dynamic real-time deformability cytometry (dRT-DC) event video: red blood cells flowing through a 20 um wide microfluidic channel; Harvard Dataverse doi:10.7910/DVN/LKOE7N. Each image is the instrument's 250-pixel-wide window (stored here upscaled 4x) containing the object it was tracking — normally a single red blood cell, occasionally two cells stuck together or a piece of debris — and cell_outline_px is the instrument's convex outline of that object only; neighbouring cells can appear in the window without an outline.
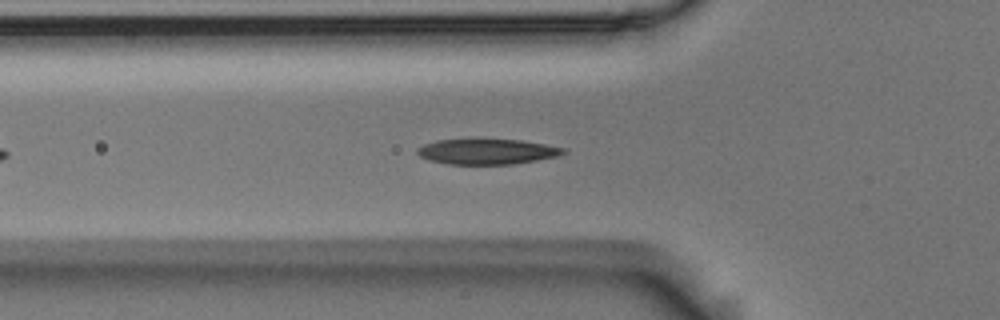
{"species": "Egyptian fruit bat (a non-hibernating species)", "species_latin": "Rousettus aegyptiacus", "temperature_condition": "room temperature", "stored_images_in_passage": 30, "camera_frame_rate_fps": 3000, "um_per_image_px": 0.085, "animal": {"sex": "male"}, "frame": {"image": 1, "passage_image": 9, "time_ms": 2.667, "image_size_px": [1000, 320], "cell_outline_px": [[568, 152], [556, 156], [536, 160], [512, 164], [448, 164], [432, 160], [420, 156], [416, 152], [416, 148], [424, 144], [436, 140], [520, 140], [568, 148]], "centroid_in_image_um": [41.42, 12.89], "position_along_channel_um": 84.4, "area_um2": 21.33}}
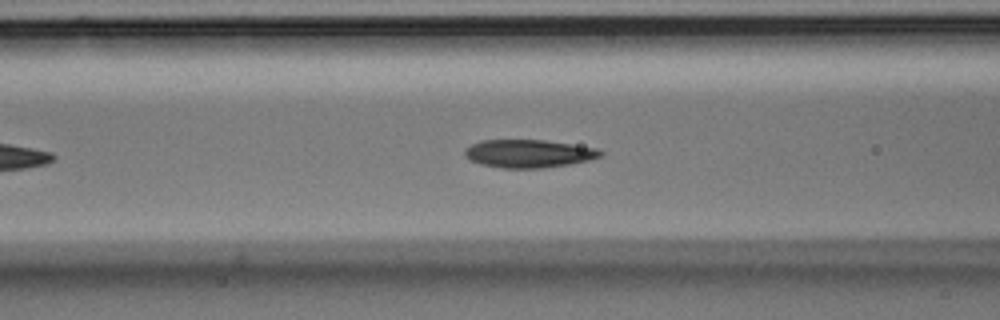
{"frame": {"image": 2, "passage_image": 12, "time_ms": 3.667, "image_size_px": [1000, 320], "cell_outline_px": [[604, 156], [588, 160], [568, 164], [544, 168], [504, 168], [480, 164], [468, 160], [464, 156], [464, 148], [480, 140], [544, 140], [572, 144], [596, 148], [604, 152]], "centroid_in_image_um": [44.91, 13.05], "position_along_channel_um": 121.7, "area_um2": 22.31}}
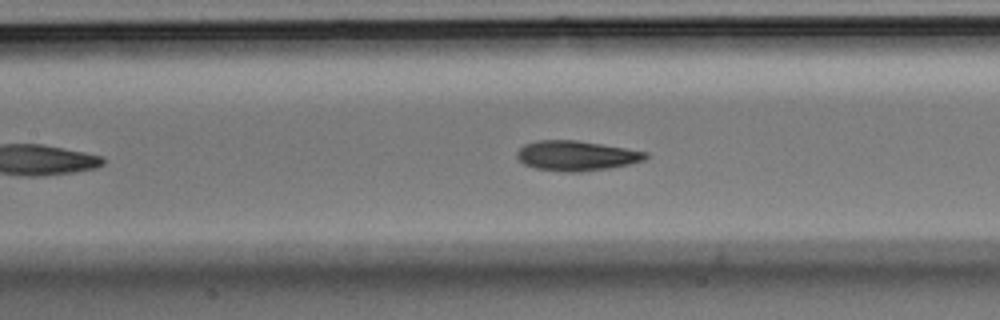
{"frame": {"image": 3, "passage_image": 15, "time_ms": 4.667, "image_size_px": [1000, 320], "cell_outline_px": [[648, 156], [644, 160], [628, 164], [608, 168], [580, 172], [564, 172], [536, 168], [524, 164], [516, 156], [516, 152], [524, 144], [536, 140], [576, 140], [648, 152]], "centroid_in_image_um": [48.96, 13.23], "position_along_channel_um": 158.4, "area_um2": 22.31}}